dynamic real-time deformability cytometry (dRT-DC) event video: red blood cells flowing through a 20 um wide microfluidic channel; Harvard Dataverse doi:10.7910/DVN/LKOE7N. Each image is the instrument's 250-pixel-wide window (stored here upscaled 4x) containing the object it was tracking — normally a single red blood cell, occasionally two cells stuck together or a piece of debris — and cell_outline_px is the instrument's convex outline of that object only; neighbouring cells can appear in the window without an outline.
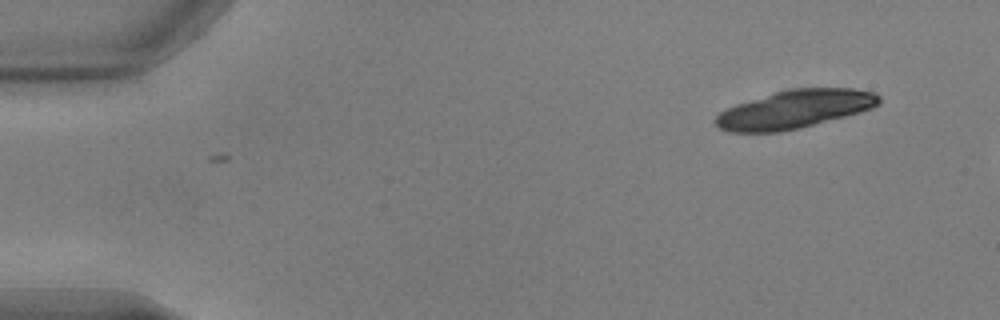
{"species": "common noctule bat (a hibernating species)", "species_latin": "Nyctalus noctula", "temperature_condition": "warm", "stored_images_in_passage": 3, "camera_frame_rate_fps": 3000, "um_per_image_px": 0.085, "animal": {"sex": "male", "body_mass_g": 17.9, "forearm_length_mm": 54.2}, "frame": {"image": 1, "passage_image": 3, "time_ms": 0.667, "image_size_px": [1000, 320], "cell_outline_px": [[880, 104], [872, 108], [860, 112], [800, 128], [780, 132], [728, 132], [720, 128], [712, 120], [720, 112], [736, 104], [788, 88], [852, 88], [876, 92], [880, 96]], "centroid_in_image_um": [67.56, 9.28], "position_along_channel_um": 17.4, "area_um2": 36.47}}